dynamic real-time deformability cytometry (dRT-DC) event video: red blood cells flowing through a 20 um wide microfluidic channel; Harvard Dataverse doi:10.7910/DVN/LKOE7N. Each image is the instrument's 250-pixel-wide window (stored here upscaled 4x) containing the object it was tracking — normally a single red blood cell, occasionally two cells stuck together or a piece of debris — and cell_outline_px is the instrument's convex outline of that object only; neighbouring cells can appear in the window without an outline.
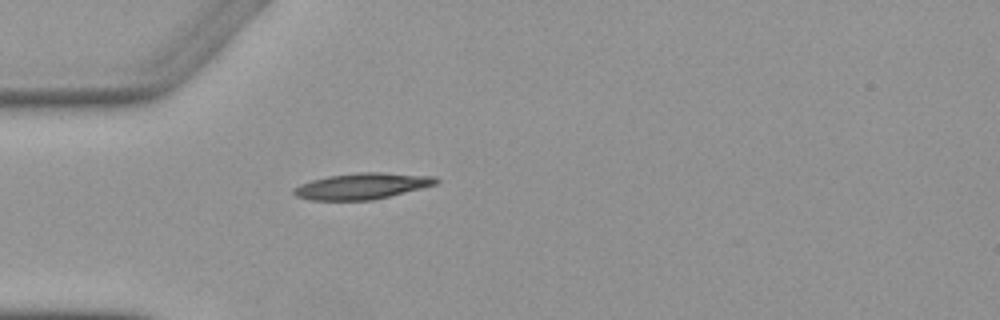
{"species": "Egyptian fruit bat (a non-hibernating species)", "species_latin": "Rousettus aegyptiacus", "temperature_condition": "warm", "stored_images_in_passage": 1, "camera_frame_rate_fps": 3000, "um_per_image_px": 0.085, "animal": {"sex": "female"}, "frame": {"image": 1, "passage_image": 1, "time_ms": 0.0, "image_size_px": [1000, 320], "cell_outline_px": [[440, 180], [436, 184], [372, 200], [312, 200], [296, 196], [292, 192], [292, 188], [300, 184], [312, 180], [328, 176], [360, 172], [384, 172], [436, 176]], "centroid_in_image_um": [30.76, 15.8], "position_along_channel_um": 54.2, "area_um2": 21.56}}